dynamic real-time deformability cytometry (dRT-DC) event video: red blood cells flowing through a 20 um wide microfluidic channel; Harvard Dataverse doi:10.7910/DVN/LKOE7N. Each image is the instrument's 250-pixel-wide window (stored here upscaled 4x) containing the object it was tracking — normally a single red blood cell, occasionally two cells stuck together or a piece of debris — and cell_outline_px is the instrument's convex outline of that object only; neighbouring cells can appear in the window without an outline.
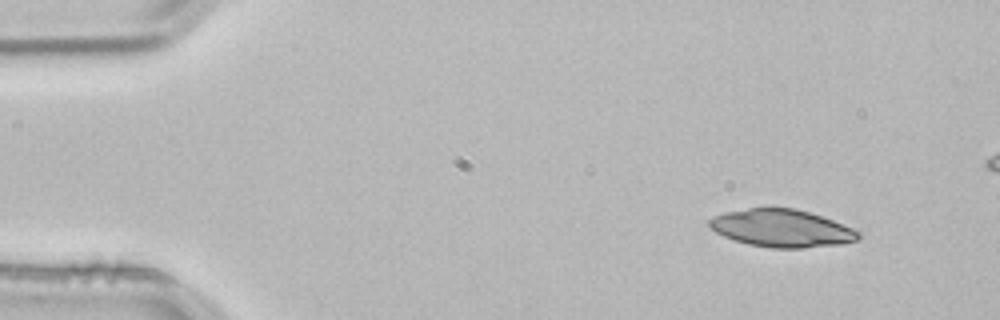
{"species": "common noctule bat (a hibernating species)", "species_latin": "Nyctalus noctula", "temperature_condition": "room temperature", "stored_images_in_passage": 4, "camera_frame_rate_fps": 3000, "um_per_image_px": 0.085, "animal": {"sex": "male", "body_mass_g": 21.5, "forearm_length_mm": 52.0}, "frame": {"image": 1, "passage_image": 1, "time_ms": 0.0, "image_size_px": [1000, 320], "cell_outline_px": [[860, 240], [844, 244], [804, 248], [772, 248], [748, 244], [724, 236], [716, 232], [708, 224], [708, 220], [712, 216], [724, 212], [748, 208], [796, 208], [832, 220], [852, 228], [860, 232]], "centroid_in_image_um": [66.46, 19.41], "position_along_channel_um": 18.5, "area_um2": 32.66}}